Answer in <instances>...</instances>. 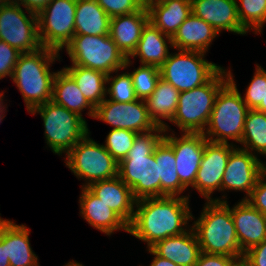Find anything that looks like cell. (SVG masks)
<instances>
[{
	"label": "cell",
	"instance_id": "1",
	"mask_svg": "<svg viewBox=\"0 0 266 266\" xmlns=\"http://www.w3.org/2000/svg\"><path fill=\"white\" fill-rule=\"evenodd\" d=\"M190 195L162 196L136 200L128 233L147 243V249L171 236H178L195 219L189 206Z\"/></svg>",
	"mask_w": 266,
	"mask_h": 266
},
{
	"label": "cell",
	"instance_id": "2",
	"mask_svg": "<svg viewBox=\"0 0 266 266\" xmlns=\"http://www.w3.org/2000/svg\"><path fill=\"white\" fill-rule=\"evenodd\" d=\"M164 133L160 126L137 133L132 148L119 163L118 176L131 188L136 200L161 197V179L153 151Z\"/></svg>",
	"mask_w": 266,
	"mask_h": 266
},
{
	"label": "cell",
	"instance_id": "3",
	"mask_svg": "<svg viewBox=\"0 0 266 266\" xmlns=\"http://www.w3.org/2000/svg\"><path fill=\"white\" fill-rule=\"evenodd\" d=\"M226 197L224 194L222 198L206 201L200 217L191 225L201 252L237 258L244 253L238 243L231 207Z\"/></svg>",
	"mask_w": 266,
	"mask_h": 266
},
{
	"label": "cell",
	"instance_id": "4",
	"mask_svg": "<svg viewBox=\"0 0 266 266\" xmlns=\"http://www.w3.org/2000/svg\"><path fill=\"white\" fill-rule=\"evenodd\" d=\"M60 57V52L44 46L19 56L11 79L22 94L27 112L52 100L57 72H52L50 65Z\"/></svg>",
	"mask_w": 266,
	"mask_h": 266
},
{
	"label": "cell",
	"instance_id": "5",
	"mask_svg": "<svg viewBox=\"0 0 266 266\" xmlns=\"http://www.w3.org/2000/svg\"><path fill=\"white\" fill-rule=\"evenodd\" d=\"M227 70L228 81L218 91L204 137L213 143L229 144V140L241 142L244 123L249 111L242 99L233 73Z\"/></svg>",
	"mask_w": 266,
	"mask_h": 266
},
{
	"label": "cell",
	"instance_id": "6",
	"mask_svg": "<svg viewBox=\"0 0 266 266\" xmlns=\"http://www.w3.org/2000/svg\"><path fill=\"white\" fill-rule=\"evenodd\" d=\"M228 81L225 68H221L207 83L179 93L178 105L170 121L180 132L203 133L213 110L220 88Z\"/></svg>",
	"mask_w": 266,
	"mask_h": 266
},
{
	"label": "cell",
	"instance_id": "7",
	"mask_svg": "<svg viewBox=\"0 0 266 266\" xmlns=\"http://www.w3.org/2000/svg\"><path fill=\"white\" fill-rule=\"evenodd\" d=\"M29 113L41 115L45 142L52 152L59 156H62V153L66 155L90 132L84 117L52 100L31 109Z\"/></svg>",
	"mask_w": 266,
	"mask_h": 266
},
{
	"label": "cell",
	"instance_id": "8",
	"mask_svg": "<svg viewBox=\"0 0 266 266\" xmlns=\"http://www.w3.org/2000/svg\"><path fill=\"white\" fill-rule=\"evenodd\" d=\"M64 48L72 65L102 71L106 75L126 70L133 64L118 49L110 35H75Z\"/></svg>",
	"mask_w": 266,
	"mask_h": 266
},
{
	"label": "cell",
	"instance_id": "9",
	"mask_svg": "<svg viewBox=\"0 0 266 266\" xmlns=\"http://www.w3.org/2000/svg\"><path fill=\"white\" fill-rule=\"evenodd\" d=\"M90 133L64 155L66 166L78 179L85 181L82 187L118 176L119 163L103 144L90 138Z\"/></svg>",
	"mask_w": 266,
	"mask_h": 266
},
{
	"label": "cell",
	"instance_id": "10",
	"mask_svg": "<svg viewBox=\"0 0 266 266\" xmlns=\"http://www.w3.org/2000/svg\"><path fill=\"white\" fill-rule=\"evenodd\" d=\"M204 52L177 50L160 67L161 78L179 92L207 83L222 67L205 59Z\"/></svg>",
	"mask_w": 266,
	"mask_h": 266
},
{
	"label": "cell",
	"instance_id": "11",
	"mask_svg": "<svg viewBox=\"0 0 266 266\" xmlns=\"http://www.w3.org/2000/svg\"><path fill=\"white\" fill-rule=\"evenodd\" d=\"M77 0H51L37 15L42 46L62 51L75 36Z\"/></svg>",
	"mask_w": 266,
	"mask_h": 266
},
{
	"label": "cell",
	"instance_id": "12",
	"mask_svg": "<svg viewBox=\"0 0 266 266\" xmlns=\"http://www.w3.org/2000/svg\"><path fill=\"white\" fill-rule=\"evenodd\" d=\"M10 2L0 6V40L21 53L34 52L42 47L37 14Z\"/></svg>",
	"mask_w": 266,
	"mask_h": 266
},
{
	"label": "cell",
	"instance_id": "13",
	"mask_svg": "<svg viewBox=\"0 0 266 266\" xmlns=\"http://www.w3.org/2000/svg\"><path fill=\"white\" fill-rule=\"evenodd\" d=\"M93 118L111 125L113 129H126L136 133L147 132L157 127L143 99L117 103L107 97L95 108Z\"/></svg>",
	"mask_w": 266,
	"mask_h": 266
},
{
	"label": "cell",
	"instance_id": "14",
	"mask_svg": "<svg viewBox=\"0 0 266 266\" xmlns=\"http://www.w3.org/2000/svg\"><path fill=\"white\" fill-rule=\"evenodd\" d=\"M180 134L178 137L173 130L170 134L169 131H165L163 140L173 149L177 174L180 182L188 189L195 183L208 140L203 133L181 132Z\"/></svg>",
	"mask_w": 266,
	"mask_h": 266
},
{
	"label": "cell",
	"instance_id": "15",
	"mask_svg": "<svg viewBox=\"0 0 266 266\" xmlns=\"http://www.w3.org/2000/svg\"><path fill=\"white\" fill-rule=\"evenodd\" d=\"M236 145L207 142L192 189H196L205 201H214L212 194L221 192L222 178L231 151Z\"/></svg>",
	"mask_w": 266,
	"mask_h": 266
},
{
	"label": "cell",
	"instance_id": "16",
	"mask_svg": "<svg viewBox=\"0 0 266 266\" xmlns=\"http://www.w3.org/2000/svg\"><path fill=\"white\" fill-rule=\"evenodd\" d=\"M260 159L249 151L235 147L229 156L221 183V192L242 191L246 200L260 177Z\"/></svg>",
	"mask_w": 266,
	"mask_h": 266
},
{
	"label": "cell",
	"instance_id": "17",
	"mask_svg": "<svg viewBox=\"0 0 266 266\" xmlns=\"http://www.w3.org/2000/svg\"><path fill=\"white\" fill-rule=\"evenodd\" d=\"M236 2V0H191L192 13L219 33L226 30L247 35L248 31L238 19Z\"/></svg>",
	"mask_w": 266,
	"mask_h": 266
},
{
	"label": "cell",
	"instance_id": "18",
	"mask_svg": "<svg viewBox=\"0 0 266 266\" xmlns=\"http://www.w3.org/2000/svg\"><path fill=\"white\" fill-rule=\"evenodd\" d=\"M231 215L243 253L266 239V216L248 201L241 199L231 207Z\"/></svg>",
	"mask_w": 266,
	"mask_h": 266
},
{
	"label": "cell",
	"instance_id": "19",
	"mask_svg": "<svg viewBox=\"0 0 266 266\" xmlns=\"http://www.w3.org/2000/svg\"><path fill=\"white\" fill-rule=\"evenodd\" d=\"M79 204L82 218L105 235L110 237L119 230L128 233V224L87 187H81Z\"/></svg>",
	"mask_w": 266,
	"mask_h": 266
},
{
	"label": "cell",
	"instance_id": "20",
	"mask_svg": "<svg viewBox=\"0 0 266 266\" xmlns=\"http://www.w3.org/2000/svg\"><path fill=\"white\" fill-rule=\"evenodd\" d=\"M98 199L117 213L128 225L131 223L136 199L132 190L119 176L97 181L87 187Z\"/></svg>",
	"mask_w": 266,
	"mask_h": 266
},
{
	"label": "cell",
	"instance_id": "21",
	"mask_svg": "<svg viewBox=\"0 0 266 266\" xmlns=\"http://www.w3.org/2000/svg\"><path fill=\"white\" fill-rule=\"evenodd\" d=\"M149 22L147 7L138 12L112 17L109 35L126 58L136 50L142 31Z\"/></svg>",
	"mask_w": 266,
	"mask_h": 266
},
{
	"label": "cell",
	"instance_id": "22",
	"mask_svg": "<svg viewBox=\"0 0 266 266\" xmlns=\"http://www.w3.org/2000/svg\"><path fill=\"white\" fill-rule=\"evenodd\" d=\"M219 34L210 24L191 13L172 37L173 49L207 53Z\"/></svg>",
	"mask_w": 266,
	"mask_h": 266
},
{
	"label": "cell",
	"instance_id": "23",
	"mask_svg": "<svg viewBox=\"0 0 266 266\" xmlns=\"http://www.w3.org/2000/svg\"><path fill=\"white\" fill-rule=\"evenodd\" d=\"M151 249L178 266H195L201 254L197 236L191 227L185 233L157 242Z\"/></svg>",
	"mask_w": 266,
	"mask_h": 266
},
{
	"label": "cell",
	"instance_id": "24",
	"mask_svg": "<svg viewBox=\"0 0 266 266\" xmlns=\"http://www.w3.org/2000/svg\"><path fill=\"white\" fill-rule=\"evenodd\" d=\"M169 48L173 49L172 37L164 34L149 21L129 59L139 57L141 65L160 68L170 54Z\"/></svg>",
	"mask_w": 266,
	"mask_h": 266
},
{
	"label": "cell",
	"instance_id": "25",
	"mask_svg": "<svg viewBox=\"0 0 266 266\" xmlns=\"http://www.w3.org/2000/svg\"><path fill=\"white\" fill-rule=\"evenodd\" d=\"M149 21L164 34L173 37L191 15V0H158L147 7Z\"/></svg>",
	"mask_w": 266,
	"mask_h": 266
},
{
	"label": "cell",
	"instance_id": "26",
	"mask_svg": "<svg viewBox=\"0 0 266 266\" xmlns=\"http://www.w3.org/2000/svg\"><path fill=\"white\" fill-rule=\"evenodd\" d=\"M30 230L5 219V253L10 266H40L30 244Z\"/></svg>",
	"mask_w": 266,
	"mask_h": 266
},
{
	"label": "cell",
	"instance_id": "27",
	"mask_svg": "<svg viewBox=\"0 0 266 266\" xmlns=\"http://www.w3.org/2000/svg\"><path fill=\"white\" fill-rule=\"evenodd\" d=\"M179 91L160 77L153 93L145 99L148 113L157 126L171 131L163 120H172L179 100Z\"/></svg>",
	"mask_w": 266,
	"mask_h": 266
},
{
	"label": "cell",
	"instance_id": "28",
	"mask_svg": "<svg viewBox=\"0 0 266 266\" xmlns=\"http://www.w3.org/2000/svg\"><path fill=\"white\" fill-rule=\"evenodd\" d=\"M52 101L81 117L85 109L88 110L89 117H94L95 108L86 100L76 82L63 68L60 71L57 70L55 75Z\"/></svg>",
	"mask_w": 266,
	"mask_h": 266
},
{
	"label": "cell",
	"instance_id": "29",
	"mask_svg": "<svg viewBox=\"0 0 266 266\" xmlns=\"http://www.w3.org/2000/svg\"><path fill=\"white\" fill-rule=\"evenodd\" d=\"M110 20L96 0H77L75 35H109Z\"/></svg>",
	"mask_w": 266,
	"mask_h": 266
},
{
	"label": "cell",
	"instance_id": "30",
	"mask_svg": "<svg viewBox=\"0 0 266 266\" xmlns=\"http://www.w3.org/2000/svg\"><path fill=\"white\" fill-rule=\"evenodd\" d=\"M63 69L73 78L83 96L94 108L107 98V75L102 71L78 65Z\"/></svg>",
	"mask_w": 266,
	"mask_h": 266
},
{
	"label": "cell",
	"instance_id": "31",
	"mask_svg": "<svg viewBox=\"0 0 266 266\" xmlns=\"http://www.w3.org/2000/svg\"><path fill=\"white\" fill-rule=\"evenodd\" d=\"M153 153L158 164L159 177L161 179V197H181L187 188L180 182L179 175L177 174L173 149L162 139L155 147Z\"/></svg>",
	"mask_w": 266,
	"mask_h": 266
},
{
	"label": "cell",
	"instance_id": "32",
	"mask_svg": "<svg viewBox=\"0 0 266 266\" xmlns=\"http://www.w3.org/2000/svg\"><path fill=\"white\" fill-rule=\"evenodd\" d=\"M240 145V148L253 153L257 157H259L258 154H266V113L249 109Z\"/></svg>",
	"mask_w": 266,
	"mask_h": 266
},
{
	"label": "cell",
	"instance_id": "33",
	"mask_svg": "<svg viewBox=\"0 0 266 266\" xmlns=\"http://www.w3.org/2000/svg\"><path fill=\"white\" fill-rule=\"evenodd\" d=\"M237 1V0H236ZM237 15L241 25L250 32L261 34L266 24V0H238Z\"/></svg>",
	"mask_w": 266,
	"mask_h": 266
},
{
	"label": "cell",
	"instance_id": "34",
	"mask_svg": "<svg viewBox=\"0 0 266 266\" xmlns=\"http://www.w3.org/2000/svg\"><path fill=\"white\" fill-rule=\"evenodd\" d=\"M119 71H115L116 76L111 74L107 75V89L106 95H109V100L117 103H128L137 100L135 95L132 77L129 72H123L118 74Z\"/></svg>",
	"mask_w": 266,
	"mask_h": 266
},
{
	"label": "cell",
	"instance_id": "35",
	"mask_svg": "<svg viewBox=\"0 0 266 266\" xmlns=\"http://www.w3.org/2000/svg\"><path fill=\"white\" fill-rule=\"evenodd\" d=\"M129 74L132 77L136 97L143 100L153 93L161 77L160 68L148 65H140Z\"/></svg>",
	"mask_w": 266,
	"mask_h": 266
},
{
	"label": "cell",
	"instance_id": "36",
	"mask_svg": "<svg viewBox=\"0 0 266 266\" xmlns=\"http://www.w3.org/2000/svg\"><path fill=\"white\" fill-rule=\"evenodd\" d=\"M137 133L126 129H111L105 139L106 150L120 163L132 148Z\"/></svg>",
	"mask_w": 266,
	"mask_h": 266
},
{
	"label": "cell",
	"instance_id": "37",
	"mask_svg": "<svg viewBox=\"0 0 266 266\" xmlns=\"http://www.w3.org/2000/svg\"><path fill=\"white\" fill-rule=\"evenodd\" d=\"M245 91L242 99L249 109H256L261 102H264L266 95V70L261 65L256 64L254 76Z\"/></svg>",
	"mask_w": 266,
	"mask_h": 266
},
{
	"label": "cell",
	"instance_id": "38",
	"mask_svg": "<svg viewBox=\"0 0 266 266\" xmlns=\"http://www.w3.org/2000/svg\"><path fill=\"white\" fill-rule=\"evenodd\" d=\"M107 15L112 18L138 12L142 6L137 0H96Z\"/></svg>",
	"mask_w": 266,
	"mask_h": 266
},
{
	"label": "cell",
	"instance_id": "39",
	"mask_svg": "<svg viewBox=\"0 0 266 266\" xmlns=\"http://www.w3.org/2000/svg\"><path fill=\"white\" fill-rule=\"evenodd\" d=\"M21 52L13 48L5 41L0 40V79L9 76L12 77L14 67L18 61Z\"/></svg>",
	"mask_w": 266,
	"mask_h": 266
},
{
	"label": "cell",
	"instance_id": "40",
	"mask_svg": "<svg viewBox=\"0 0 266 266\" xmlns=\"http://www.w3.org/2000/svg\"><path fill=\"white\" fill-rule=\"evenodd\" d=\"M255 209L266 216V181L259 177L250 196L246 199Z\"/></svg>",
	"mask_w": 266,
	"mask_h": 266
},
{
	"label": "cell",
	"instance_id": "41",
	"mask_svg": "<svg viewBox=\"0 0 266 266\" xmlns=\"http://www.w3.org/2000/svg\"><path fill=\"white\" fill-rule=\"evenodd\" d=\"M235 257L201 252L195 266H231Z\"/></svg>",
	"mask_w": 266,
	"mask_h": 266
},
{
	"label": "cell",
	"instance_id": "42",
	"mask_svg": "<svg viewBox=\"0 0 266 266\" xmlns=\"http://www.w3.org/2000/svg\"><path fill=\"white\" fill-rule=\"evenodd\" d=\"M252 266H266V239L244 252Z\"/></svg>",
	"mask_w": 266,
	"mask_h": 266
},
{
	"label": "cell",
	"instance_id": "43",
	"mask_svg": "<svg viewBox=\"0 0 266 266\" xmlns=\"http://www.w3.org/2000/svg\"><path fill=\"white\" fill-rule=\"evenodd\" d=\"M51 0H13L12 2L24 7L26 11L39 14Z\"/></svg>",
	"mask_w": 266,
	"mask_h": 266
},
{
	"label": "cell",
	"instance_id": "44",
	"mask_svg": "<svg viewBox=\"0 0 266 266\" xmlns=\"http://www.w3.org/2000/svg\"><path fill=\"white\" fill-rule=\"evenodd\" d=\"M0 266H10L5 253V219L0 222Z\"/></svg>",
	"mask_w": 266,
	"mask_h": 266
},
{
	"label": "cell",
	"instance_id": "45",
	"mask_svg": "<svg viewBox=\"0 0 266 266\" xmlns=\"http://www.w3.org/2000/svg\"><path fill=\"white\" fill-rule=\"evenodd\" d=\"M147 251L152 254L153 260H151V263L149 266H178L177 264L173 263L172 261L162 258L159 255H157L151 248H148Z\"/></svg>",
	"mask_w": 266,
	"mask_h": 266
},
{
	"label": "cell",
	"instance_id": "46",
	"mask_svg": "<svg viewBox=\"0 0 266 266\" xmlns=\"http://www.w3.org/2000/svg\"><path fill=\"white\" fill-rule=\"evenodd\" d=\"M4 93L2 90L0 92V123L3 121V118H5V113L7 112L6 111V106L4 105ZM5 111V112H4Z\"/></svg>",
	"mask_w": 266,
	"mask_h": 266
},
{
	"label": "cell",
	"instance_id": "47",
	"mask_svg": "<svg viewBox=\"0 0 266 266\" xmlns=\"http://www.w3.org/2000/svg\"><path fill=\"white\" fill-rule=\"evenodd\" d=\"M234 266H252V264L243 255V256L234 258Z\"/></svg>",
	"mask_w": 266,
	"mask_h": 266
},
{
	"label": "cell",
	"instance_id": "48",
	"mask_svg": "<svg viewBox=\"0 0 266 266\" xmlns=\"http://www.w3.org/2000/svg\"><path fill=\"white\" fill-rule=\"evenodd\" d=\"M263 156H266V154L263 155ZM259 164H260V177H261L263 180L266 181V162L263 163V161L260 160V163H259Z\"/></svg>",
	"mask_w": 266,
	"mask_h": 266
},
{
	"label": "cell",
	"instance_id": "49",
	"mask_svg": "<svg viewBox=\"0 0 266 266\" xmlns=\"http://www.w3.org/2000/svg\"><path fill=\"white\" fill-rule=\"evenodd\" d=\"M142 7H148L150 4L157 2L158 0H137Z\"/></svg>",
	"mask_w": 266,
	"mask_h": 266
},
{
	"label": "cell",
	"instance_id": "50",
	"mask_svg": "<svg viewBox=\"0 0 266 266\" xmlns=\"http://www.w3.org/2000/svg\"><path fill=\"white\" fill-rule=\"evenodd\" d=\"M256 110L266 113V95L264 102H261V104L256 108Z\"/></svg>",
	"mask_w": 266,
	"mask_h": 266
},
{
	"label": "cell",
	"instance_id": "51",
	"mask_svg": "<svg viewBox=\"0 0 266 266\" xmlns=\"http://www.w3.org/2000/svg\"><path fill=\"white\" fill-rule=\"evenodd\" d=\"M63 266H84V265L72 259V261H69L66 265H63Z\"/></svg>",
	"mask_w": 266,
	"mask_h": 266
},
{
	"label": "cell",
	"instance_id": "52",
	"mask_svg": "<svg viewBox=\"0 0 266 266\" xmlns=\"http://www.w3.org/2000/svg\"><path fill=\"white\" fill-rule=\"evenodd\" d=\"M10 2H12V1L11 0H0V6H3V5L8 4Z\"/></svg>",
	"mask_w": 266,
	"mask_h": 266
}]
</instances>
